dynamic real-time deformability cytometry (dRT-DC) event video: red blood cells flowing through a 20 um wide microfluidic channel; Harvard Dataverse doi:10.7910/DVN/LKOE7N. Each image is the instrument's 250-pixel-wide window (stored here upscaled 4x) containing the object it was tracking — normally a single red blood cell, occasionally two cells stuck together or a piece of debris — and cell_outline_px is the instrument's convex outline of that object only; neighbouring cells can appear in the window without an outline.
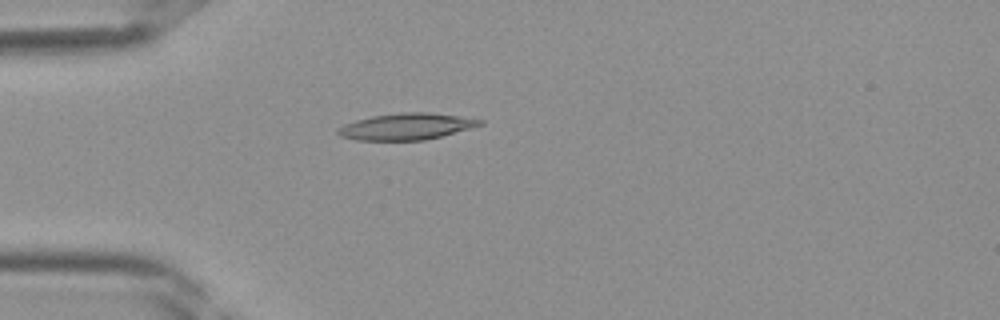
{"species": "Egyptian fruit bat (a non-hibernating species)", "species_latin": "Rousettus aegyptiacus", "temperature_condition": "room temperature", "stored_images_in_passage": 40, "camera_frame_rate_fps": 3000, "um_per_image_px": 0.085, "frame": {"image": 1, "passage_image": 11, "time_ms": 3.333, "image_size_px": [1000, 320], "cell_outline_px": [[484, 124], [440, 136], [424, 140], [356, 140], [340, 136], [336, 132], [336, 128], [344, 124], [356, 120], [372, 116], [400, 112], [428, 112], [460, 116], [484, 120]], "centroid_in_image_um": [34.51, 10.74], "position_along_channel_um": 50.5, "area_um2": 21.85}}
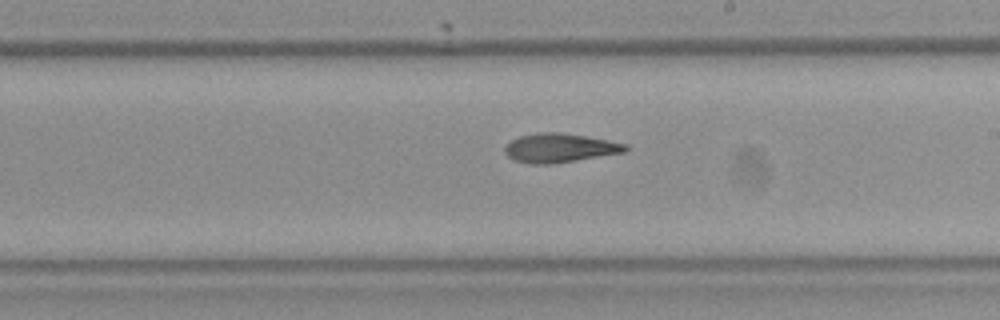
{"frame": {"image": 2, "passage_image": 23, "time_ms": 7.333, "image_size_px": [1000, 320], "cell_outline_px": [[632, 148], [628, 152], [552, 164], [528, 164], [512, 160], [504, 152], [504, 148], [512, 140], [520, 136], [540, 132], [556, 132], [584, 136], [608, 140], [628, 144]], "centroid_in_image_um": [47.62, 12.59], "position_along_channel_um": 241.4, "area_um2": 20.58}}
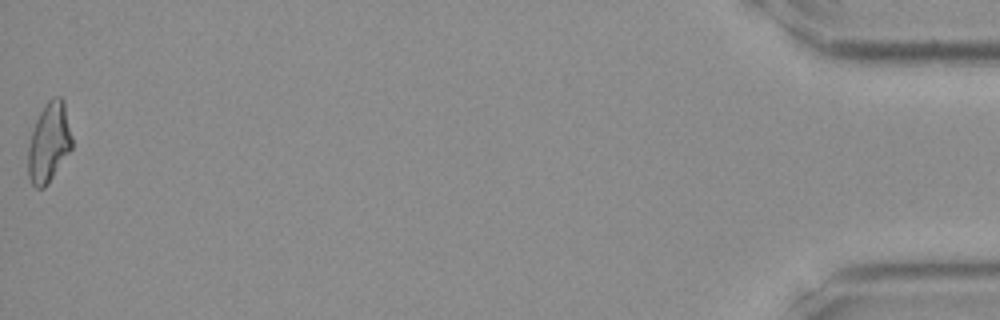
{"frame": {"image": 3, "passage_image": 40, "time_ms": 13.0, "image_size_px": [1000, 320], "cell_outline_px": [[72, 148], [48, 184], [44, 188], [36, 188], [32, 184], [28, 176], [28, 148], [32, 132], [36, 120], [40, 112], [48, 100], [52, 96], [60, 96], [64, 100], [72, 136]], "centroid_in_image_um": [4.17, 12.11], "position_along_channel_um": 431.0, "area_um2": 20.4}}